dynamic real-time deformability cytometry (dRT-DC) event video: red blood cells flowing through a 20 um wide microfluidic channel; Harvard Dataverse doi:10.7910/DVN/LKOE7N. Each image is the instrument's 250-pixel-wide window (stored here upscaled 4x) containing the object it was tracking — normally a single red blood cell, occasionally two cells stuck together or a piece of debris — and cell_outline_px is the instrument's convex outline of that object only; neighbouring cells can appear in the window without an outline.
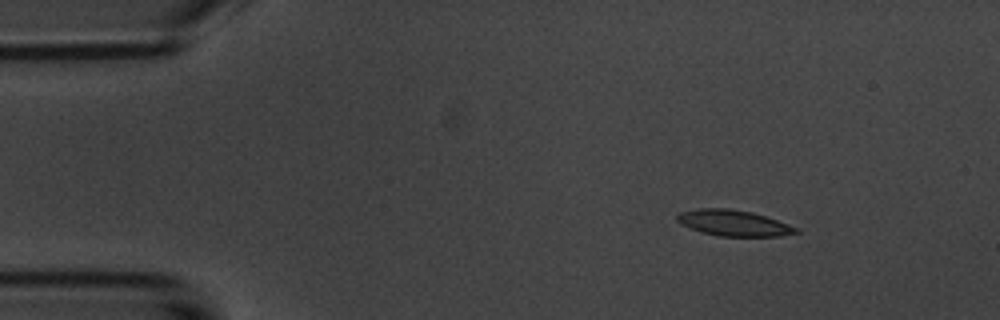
{"species": "common noctule bat (a hibernating species)", "species_latin": "Nyctalus noctula", "temperature_condition": "room temperature", "stored_images_in_passage": 4, "camera_frame_rate_fps": 3000, "um_per_image_px": 0.085, "animal": {"sex": "male", "body_mass_g": 20.1, "forearm_length_mm": 53.5}, "frame": {"image": 1, "passage_image": 2, "time_ms": 1.0, "image_size_px": [1000, 320], "cell_outline_px": [[800, 232], [780, 236], [720, 236], [700, 232], [680, 224], [676, 220], [676, 216], [680, 212], [696, 208], [728, 208], [752, 212], [800, 228]], "centroid_in_image_um": [62.33, 18.95], "position_along_channel_um": 22.7, "area_um2": 18.03}}